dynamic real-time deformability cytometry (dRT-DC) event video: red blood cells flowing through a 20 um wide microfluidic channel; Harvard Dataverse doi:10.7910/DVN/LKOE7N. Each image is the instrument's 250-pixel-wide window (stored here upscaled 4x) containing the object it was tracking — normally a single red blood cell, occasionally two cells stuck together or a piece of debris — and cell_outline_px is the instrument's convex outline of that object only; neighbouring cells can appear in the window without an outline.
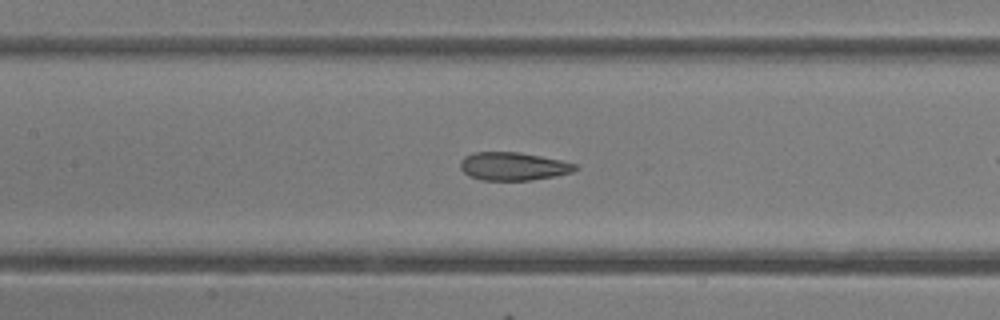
{"species": "common noctule bat (a hibernating species)", "species_latin": "Nyctalus noctula", "temperature_condition": "room temperature", "stored_images_in_passage": 38, "camera_frame_rate_fps": 3000, "um_per_image_px": 0.085, "animal": {"sex": "female"}, "frame": {"image": 1, "passage_image": 22, "time_ms": 7.0, "image_size_px": [1000, 320], "cell_outline_px": [[580, 168], [572, 172], [556, 176], [532, 180], [480, 180], [468, 176], [460, 168], [460, 160], [464, 156], [472, 152], [520, 152], [560, 160], [576, 164]], "centroid_in_image_um": [43.61, 14.14], "position_along_channel_um": 163.8, "area_um2": 19.02}}